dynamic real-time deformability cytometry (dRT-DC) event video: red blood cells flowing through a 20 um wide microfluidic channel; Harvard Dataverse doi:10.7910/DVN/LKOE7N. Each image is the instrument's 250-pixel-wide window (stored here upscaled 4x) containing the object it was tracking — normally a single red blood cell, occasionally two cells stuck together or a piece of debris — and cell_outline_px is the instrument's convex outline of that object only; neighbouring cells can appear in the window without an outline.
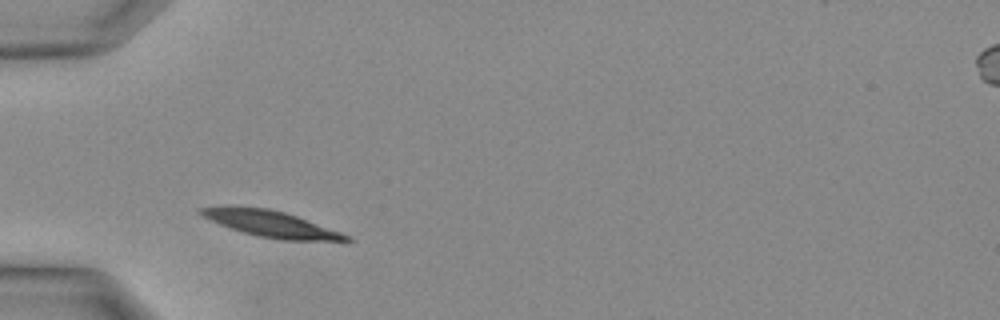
{"species": "Egyptian fruit bat (a non-hibernating species)", "species_latin": "Rousettus aegyptiacus", "temperature_condition": "warm", "stored_images_in_passage": 21, "camera_frame_rate_fps": 3000, "um_per_image_px": 0.085, "animal": {"sex": "female"}, "frame": {"image": 1, "passage_image": 1, "time_ms": 0.0, "image_size_px": [1000, 320], "cell_outline_px": [[352, 240], [284, 240], [260, 236], [244, 232], [220, 224], [196, 212], [200, 208], [268, 208], [284, 212], [296, 216], [352, 236]], "centroid_in_image_um": [23.12, 19.05], "position_along_channel_um": 61.9, "area_um2": 21.04}}
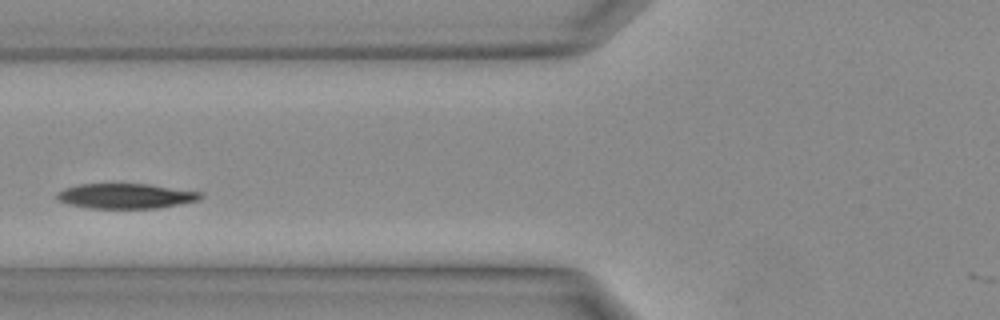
{"frame": {"image": 2, "passage_image": 4, "time_ms": 1.0, "image_size_px": [1000, 320], "cell_outline_px": [[204, 196], [200, 200], [156, 208], [88, 208], [68, 204], [60, 200], [56, 196], [56, 192], [64, 188], [80, 184], [148, 184], [200, 192]], "centroid_in_image_um": [10.67, 16.66], "position_along_channel_um": 115.1, "area_um2": 20.81}}
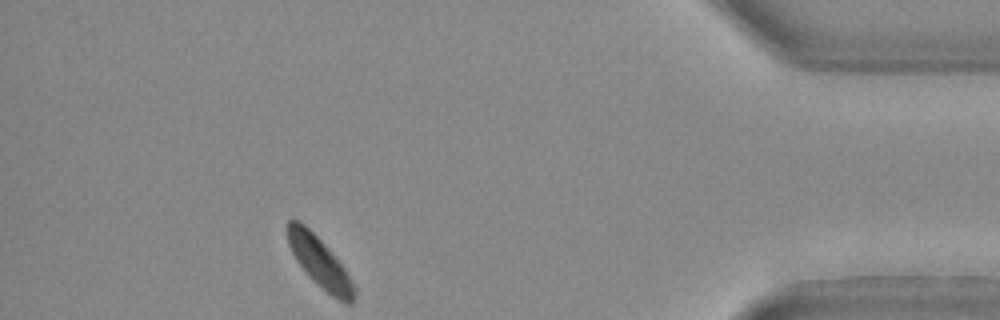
{"frame": {"image": 3, "passage_image": 21, "time_ms": 6.667, "image_size_px": [1000, 320], "cell_outline_px": [[356, 292], [352, 304], [344, 304], [332, 296], [312, 280], [296, 260], [288, 244], [288, 220], [300, 220], [324, 244], [344, 268], [356, 288]], "centroid_in_image_um": [27.19, 22.34], "position_along_channel_um": 408.0, "area_um2": 19.19}}